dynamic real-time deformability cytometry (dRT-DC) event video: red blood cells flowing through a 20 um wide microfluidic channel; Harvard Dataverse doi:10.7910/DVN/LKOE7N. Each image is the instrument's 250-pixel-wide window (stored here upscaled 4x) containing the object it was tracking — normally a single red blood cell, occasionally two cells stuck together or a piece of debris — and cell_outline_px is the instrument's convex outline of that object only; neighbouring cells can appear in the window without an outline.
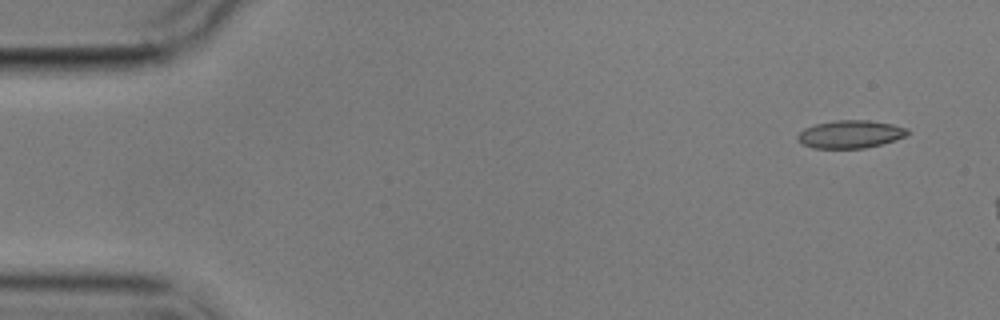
{"species": "common noctule bat (a hibernating species)", "species_latin": "Nyctalus noctula", "temperature_condition": "cold", "stored_images_in_passage": 2, "camera_frame_rate_fps": 3000, "um_per_image_px": 0.085, "animal": {"sex": "male", "body_mass_g": 17.9}, "frame": {"image": 1, "passage_image": 2, "time_ms": 2.0, "image_size_px": [1000, 320], "cell_outline_px": [[912, 132], [904, 136], [880, 144], [864, 148], [812, 148], [796, 140], [796, 136], [804, 128], [816, 124], [836, 120], [868, 120], [892, 124], [908, 128]], "centroid_in_image_um": [72.26, 11.4], "position_along_channel_um": 12.7, "area_um2": 17.74}}